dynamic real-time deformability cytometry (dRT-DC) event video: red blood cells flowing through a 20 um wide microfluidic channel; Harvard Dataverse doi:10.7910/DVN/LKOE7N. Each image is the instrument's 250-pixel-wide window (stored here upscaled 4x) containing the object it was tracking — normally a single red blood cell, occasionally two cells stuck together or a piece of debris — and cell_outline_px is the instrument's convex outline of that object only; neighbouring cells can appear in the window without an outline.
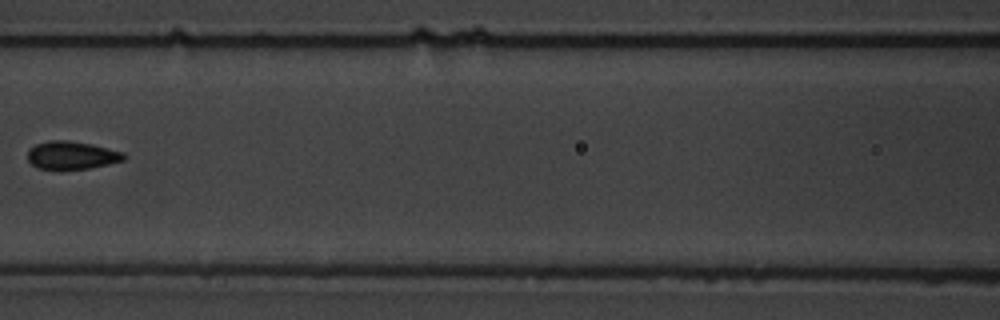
{"species": "common noctule bat (a hibernating species)", "species_latin": "Nyctalus noctula", "temperature_condition": "warm", "stored_images_in_passage": 8, "camera_frame_rate_fps": 3000, "um_per_image_px": 0.085, "animal": {"sex": "male", "body_mass_g": 19.5, "forearm_length_mm": 54.6}, "frame": {"image": 1, "passage_image": 4, "time_ms": 3.667, "image_size_px": [1000, 320], "cell_outline_px": [[128, 156], [124, 160], [108, 164], [88, 168], [60, 172], [36, 168], [28, 160], [28, 152], [36, 144], [48, 140], [68, 140], [92, 144], [124, 152]], "centroid_in_image_um": [6.09, 13.23], "position_along_channel_um": 160.5, "area_um2": 16.24}}
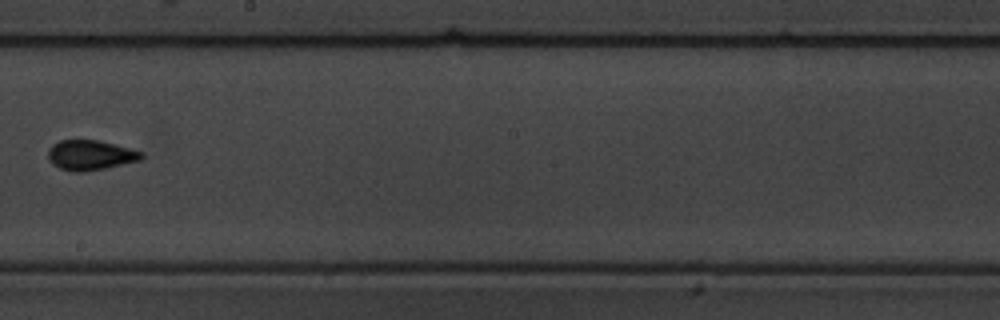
{"frame": {"image": 2, "passage_image": 6, "time_ms": 6.0, "image_size_px": [1000, 320], "cell_outline_px": [[144, 156], [140, 160], [104, 168], [84, 172], [72, 172], [60, 168], [52, 164], [48, 156], [48, 148], [52, 144], [60, 140], [96, 140], [144, 152]], "centroid_in_image_um": [7.65, 13.19], "position_along_channel_um": 240.6, "area_um2": 16.18}}
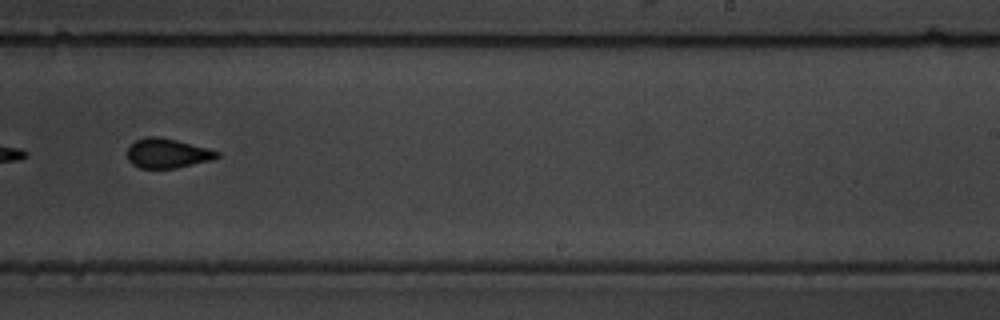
{"frame": {"image": 3, "passage_image": 7, "time_ms": 7.0, "image_size_px": [1000, 320], "cell_outline_px": [[220, 156], [212, 160], [176, 168], [140, 168], [132, 164], [128, 160], [128, 148], [136, 140], [148, 136], [160, 136], [176, 140], [220, 152]], "centroid_in_image_um": [14.22, 13.03], "position_along_channel_um": 274.8, "area_um2": 15.32}}